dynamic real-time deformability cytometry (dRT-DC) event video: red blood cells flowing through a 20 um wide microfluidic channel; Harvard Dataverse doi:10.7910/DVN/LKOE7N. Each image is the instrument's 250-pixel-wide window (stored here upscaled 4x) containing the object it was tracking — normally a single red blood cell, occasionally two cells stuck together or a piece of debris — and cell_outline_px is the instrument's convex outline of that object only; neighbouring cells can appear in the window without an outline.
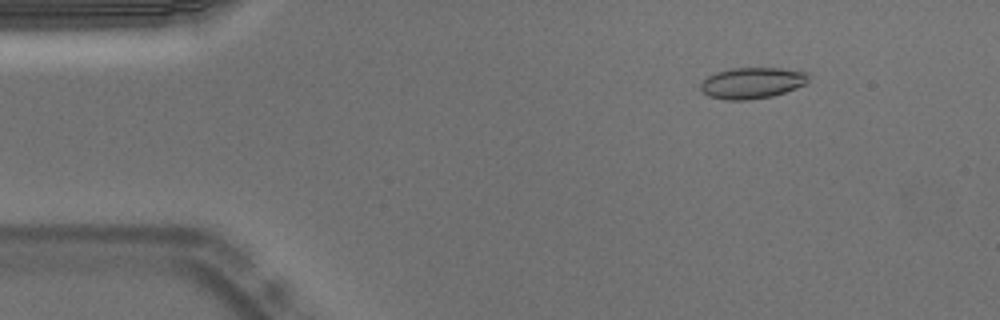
{"species": "Egyptian fruit bat (a non-hibernating species)", "species_latin": "Rousettus aegyptiacus", "temperature_condition": "warm", "stored_images_in_passage": 53, "camera_frame_rate_fps": 3000, "um_per_image_px": 0.085, "animal": {"sex": "male"}, "frame": {"image": 1, "passage_image": 7, "time_ms": 2.0, "image_size_px": [1000, 320], "cell_outline_px": [[808, 84], [772, 96], [748, 100], [724, 100], [708, 96], [700, 88], [700, 84], [708, 76], [716, 72], [732, 68], [780, 68], [808, 72]], "centroid_in_image_um": [63.94, 7.05], "position_along_channel_um": 21.1, "area_um2": 19.65}}
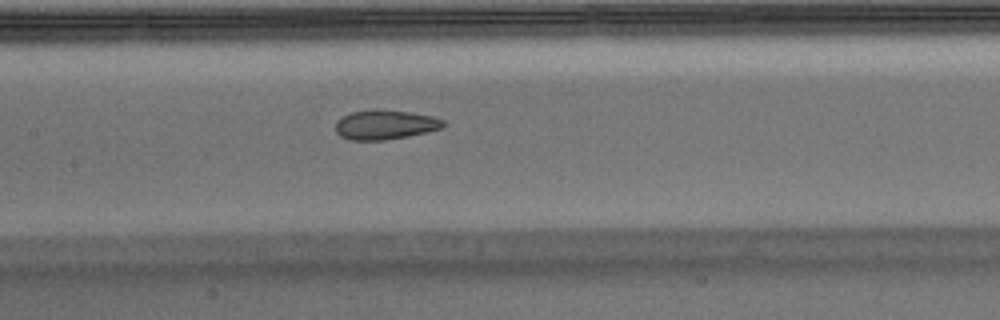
{"frame": {"image": 2, "passage_image": 25, "time_ms": 8.0, "image_size_px": [1000, 320], "cell_outline_px": [[444, 128], [428, 132], [408, 136], [384, 140], [348, 140], [340, 136], [336, 132], [336, 120], [352, 112], [376, 108], [412, 112], [432, 116], [444, 120]], "centroid_in_image_um": [32.74, 10.59], "position_along_channel_um": 174.7, "area_um2": 18.79}}
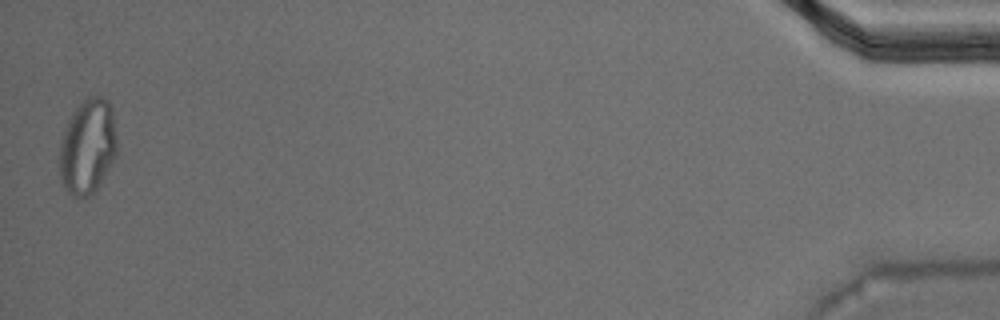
{"frame": {"image": 3, "passage_image": 53, "time_ms": 17.333, "image_size_px": [1000, 320], "cell_outline_px": [[116, 156], [112, 164], [96, 192], [88, 196], [72, 196], [64, 188], [60, 180], [60, 140], [64, 128], [72, 112], [88, 96], [100, 96], [108, 100], [112, 104], [116, 136]], "centroid_in_image_um": [7.46, 12.46], "position_along_channel_um": 427.7, "area_um2": 32.25}, "authors_computed_cell_mechanics": {"area_um2": 19.4786, "velocity_mm_per_s": 3.7431, "shape_relaxation_time_tau1_ms": null, "shape_relaxation_time_tau2_ms": 1.8089, "deformation_change_tau1": null, "deformation_change_tau2": 0.069}}